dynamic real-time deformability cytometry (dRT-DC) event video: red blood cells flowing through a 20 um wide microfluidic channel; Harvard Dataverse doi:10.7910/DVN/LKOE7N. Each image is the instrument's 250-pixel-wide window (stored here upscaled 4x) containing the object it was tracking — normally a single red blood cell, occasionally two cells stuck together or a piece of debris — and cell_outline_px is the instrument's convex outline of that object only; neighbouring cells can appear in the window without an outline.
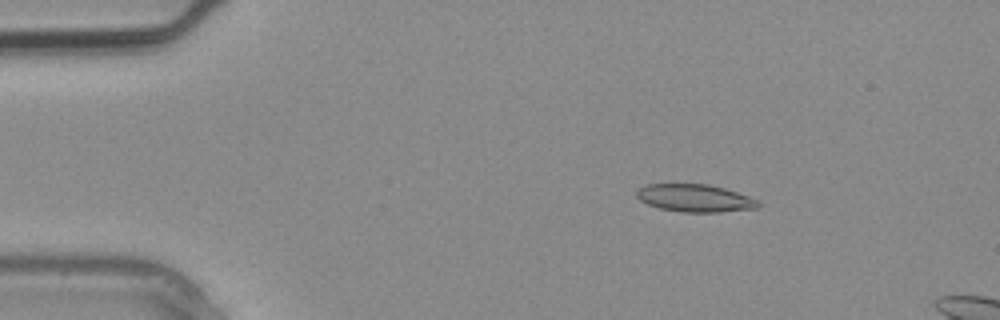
{"species": "common noctule bat (a hibernating species)", "species_latin": "Nyctalus noctula", "temperature_condition": "warm", "stored_images_in_passage": 2, "camera_frame_rate_fps": 3000, "um_per_image_px": 0.085, "animal": {"sex": "male", "body_mass_g": 20.4}, "frame": {"image": 1, "passage_image": 1, "time_ms": 0.0, "image_size_px": [1000, 320], "cell_outline_px": [[760, 204], [756, 208], [720, 212], [680, 212], [660, 208], [648, 204], [640, 200], [636, 196], [636, 192], [640, 188], [648, 184], [708, 184], [724, 188], [760, 200]], "centroid_in_image_um": [59.08, 16.84], "position_along_channel_um": 25.9, "area_um2": 19.48}}